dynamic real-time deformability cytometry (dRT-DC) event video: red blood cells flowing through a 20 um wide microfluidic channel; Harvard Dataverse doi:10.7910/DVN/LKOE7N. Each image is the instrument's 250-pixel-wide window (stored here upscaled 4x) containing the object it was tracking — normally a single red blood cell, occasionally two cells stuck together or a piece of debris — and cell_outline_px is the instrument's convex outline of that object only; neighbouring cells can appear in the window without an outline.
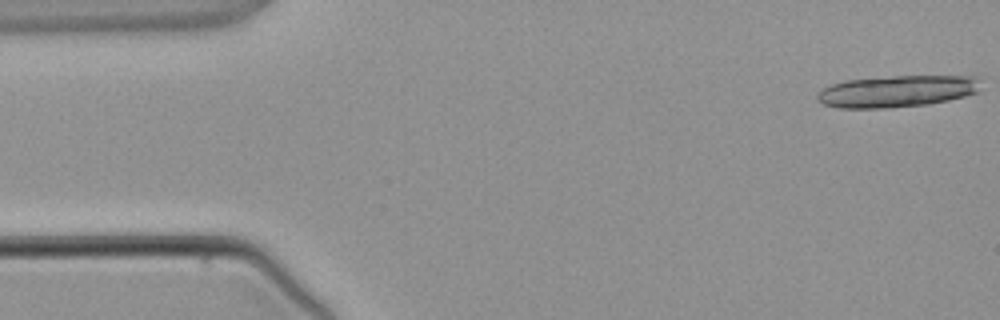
{"species": "common noctule bat (a hibernating species)", "species_latin": "Nyctalus noctula", "temperature_condition": "warm", "stored_images_in_passage": 4, "camera_frame_rate_fps": 3000, "um_per_image_px": 0.085, "animal": {"sex": "male", "body_mass_g": 21.5, "forearm_length_mm": 52.0}, "frame": {"image": 1, "passage_image": 1, "time_ms": 0.0, "image_size_px": [1000, 320], "cell_outline_px": [[980, 80], [976, 92], [964, 96], [948, 100], [928, 104], [892, 108], [840, 108], [824, 104], [816, 100], [816, 92], [832, 84], [848, 80], [892, 76], [976, 76]], "centroid_in_image_um": [76.2, 7.76], "position_along_channel_um": 8.8, "area_um2": 30.17}}
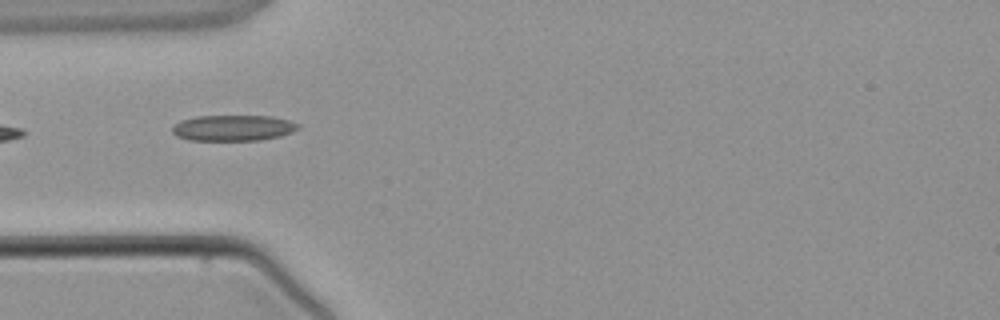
{"frame": {"image": 2, "passage_image": 4, "time_ms": 4.0, "image_size_px": [1000, 320], "cell_outline_px": [[300, 128], [292, 132], [280, 136], [260, 140], [188, 140], [176, 136], [172, 132], [172, 128], [180, 120], [196, 116], [272, 116], [288, 120], [300, 124]], "centroid_in_image_um": [19.82, 10.87], "position_along_channel_um": 65.2, "area_um2": 19.02}}